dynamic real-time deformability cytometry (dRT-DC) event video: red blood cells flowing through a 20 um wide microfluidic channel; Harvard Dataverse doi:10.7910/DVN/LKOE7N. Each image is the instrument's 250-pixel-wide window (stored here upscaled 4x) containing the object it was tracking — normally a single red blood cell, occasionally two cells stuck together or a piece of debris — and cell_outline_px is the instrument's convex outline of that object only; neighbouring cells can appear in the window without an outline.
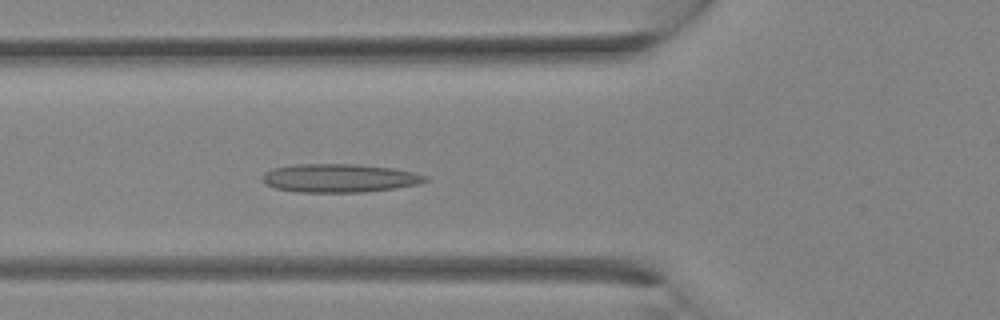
{"species": "Egyptian fruit bat (a non-hibernating species)", "species_latin": "Rousettus aegyptiacus", "temperature_condition": "room temperature", "stored_images_in_passage": 30, "camera_frame_rate_fps": 3000, "um_per_image_px": 0.085, "animal": {"sex": "female"}, "frame": {"image": 1, "passage_image": 9, "time_ms": 2.667, "image_size_px": [1000, 320], "cell_outline_px": [[428, 180], [420, 184], [396, 188], [364, 192], [296, 192], [276, 188], [264, 184], [264, 172], [272, 168], [296, 164], [352, 164], [392, 168], [416, 172], [428, 176]], "centroid_in_image_um": [28.88, 15.14], "position_along_channel_um": 96.9, "area_um2": 27.11}}
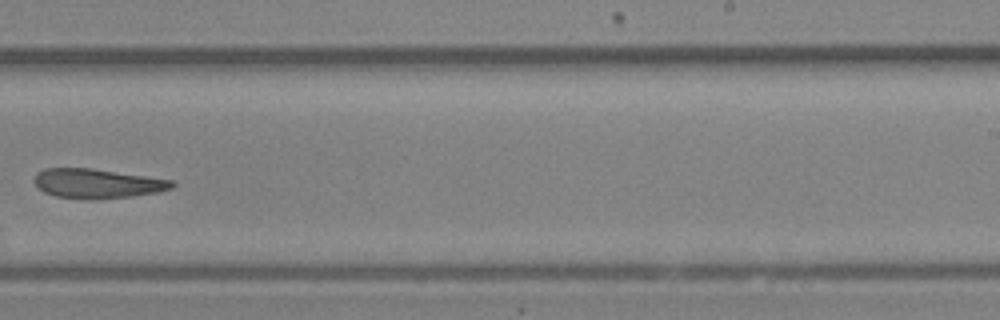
{"frame": {"image": 2, "passage_image": 18, "time_ms": 5.667, "image_size_px": [1000, 320], "cell_outline_px": [[176, 184], [172, 188], [160, 192], [132, 196], [100, 200], [84, 200], [56, 196], [44, 192], [32, 180], [36, 172], [44, 168], [92, 168], [172, 180]], "centroid_in_image_um": [8.25, 15.61], "position_along_channel_um": 280.7, "area_um2": 23.99}}
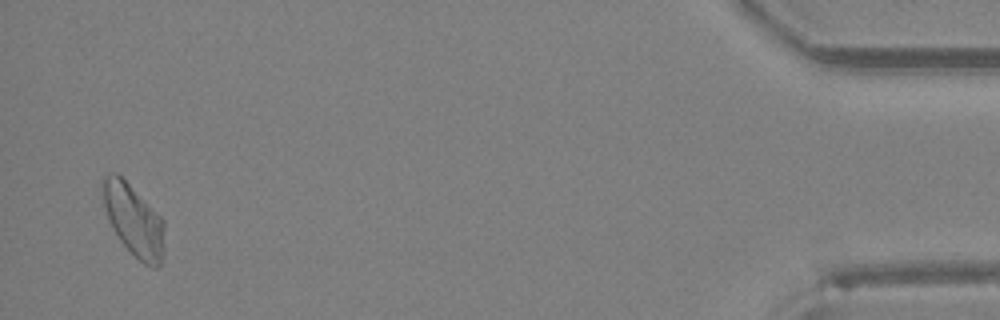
{"frame": {"image": 3, "passage_image": 29, "time_ms": 9.333, "image_size_px": [1000, 320], "cell_outline_px": [[164, 256], [160, 264], [156, 268], [152, 268], [144, 264], [120, 240], [112, 228], [104, 204], [100, 184], [104, 176], [112, 172], [116, 172], [164, 220]], "centroid_in_image_um": [11.37, 18.73], "position_along_channel_um": 423.8, "area_um2": 25.43}}